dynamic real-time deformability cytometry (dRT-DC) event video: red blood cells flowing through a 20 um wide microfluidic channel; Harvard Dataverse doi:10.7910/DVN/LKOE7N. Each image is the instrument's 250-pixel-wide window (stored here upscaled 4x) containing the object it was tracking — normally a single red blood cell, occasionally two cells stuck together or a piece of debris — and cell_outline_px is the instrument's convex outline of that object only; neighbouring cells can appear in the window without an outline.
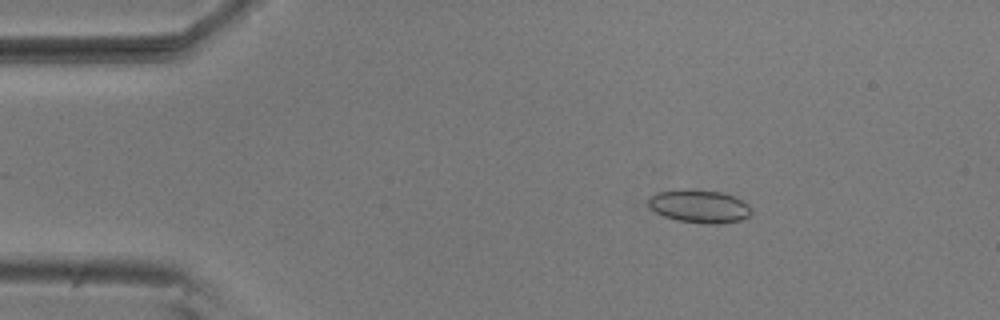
{"species": "common noctule bat (a hibernating species)", "species_latin": "Nyctalus noctula", "temperature_condition": "room temperature", "stored_images_in_passage": 56, "camera_frame_rate_fps": 3000, "um_per_image_px": 0.085, "animal": {"sex": "male", "body_mass_g": 20.5, "forearm_length_mm": 52.5}, "frame": {"image": 1, "passage_image": 9, "time_ms": 2.667, "image_size_px": [1000, 320], "cell_outline_px": [[752, 212], [748, 216], [740, 220], [720, 224], [704, 224], [676, 220], [664, 216], [656, 212], [648, 204], [648, 200], [652, 196], [660, 192], [724, 192], [748, 204], [752, 208]], "centroid_in_image_um": [59.51, 17.6], "position_along_channel_um": 25.5, "area_um2": 18.96}}
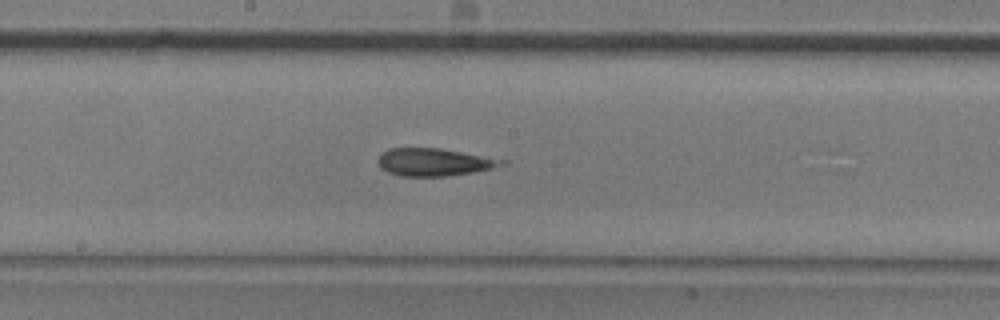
{"frame": {"image": 2, "passage_image": 29, "time_ms": 9.333, "image_size_px": [1000, 320], "cell_outline_px": [[508, 164], [492, 168], [472, 172], [444, 176], [400, 176], [388, 172], [380, 168], [380, 156], [388, 148], [440, 148], [508, 160]], "centroid_in_image_um": [36.95, 13.78], "position_along_channel_um": 211.3, "area_um2": 19.77}}
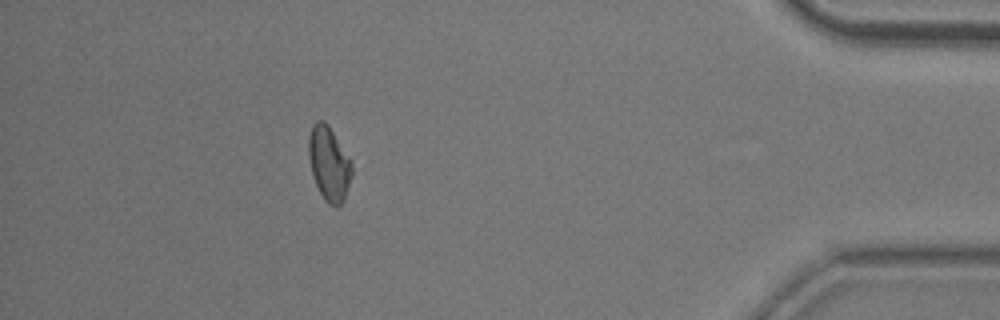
{"frame": {"image": 3, "passage_image": 49, "time_ms": 16.0, "image_size_px": [1000, 320], "cell_outline_px": [[352, 176], [344, 200], [336, 208], [328, 204], [324, 200], [312, 176], [308, 156], [308, 136], [312, 124], [316, 120], [324, 120], [328, 124], [352, 164]], "centroid_in_image_um": [27.94, 13.91], "position_along_channel_um": 407.3, "area_um2": 18.79}, "authors_computed_cell_mechanics": {"area_um2": 19.5075, "velocity_mm_per_s": 3.7065, "shape_relaxation_time_tau1_ms": null, "shape_relaxation_time_tau2_ms": 4.1243, "deformation_change_tau1": null, "deformation_change_tau2": 0.1654}}